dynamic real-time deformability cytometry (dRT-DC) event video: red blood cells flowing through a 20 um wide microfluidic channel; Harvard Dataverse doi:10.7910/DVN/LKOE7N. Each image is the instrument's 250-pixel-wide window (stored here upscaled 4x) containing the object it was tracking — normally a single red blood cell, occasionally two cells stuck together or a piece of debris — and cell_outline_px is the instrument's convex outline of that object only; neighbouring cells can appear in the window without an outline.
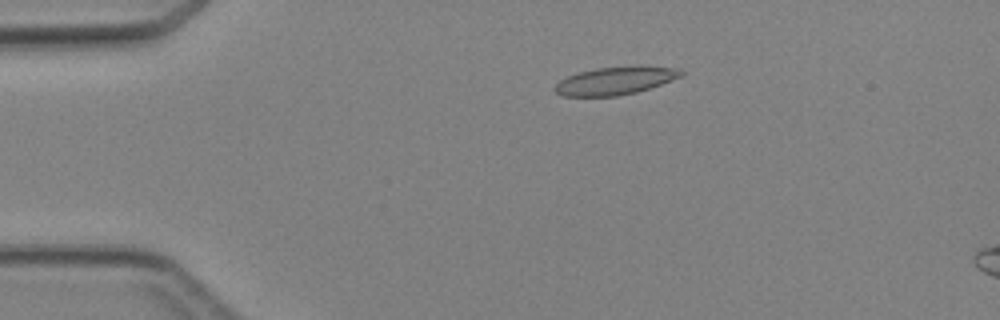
{"species": "Egyptian fruit bat (a non-hibernating species)", "species_latin": "Rousettus aegyptiacus", "temperature_condition": "cold", "stored_images_in_passage": 10, "camera_frame_rate_fps": 3000, "um_per_image_px": 0.085, "animal": {"sex": "female"}, "frame": {"image": 1, "passage_image": 5, "time_ms": 1.333, "image_size_px": [1000, 320], "cell_outline_px": [[684, 72], [680, 76], [672, 80], [636, 92], [616, 96], [560, 96], [552, 88], [560, 80], [568, 76], [580, 72], [596, 68], [632, 64], [636, 64], [676, 68]], "centroid_in_image_um": [52.29, 6.83], "position_along_channel_um": 32.7, "area_um2": 20.75}}